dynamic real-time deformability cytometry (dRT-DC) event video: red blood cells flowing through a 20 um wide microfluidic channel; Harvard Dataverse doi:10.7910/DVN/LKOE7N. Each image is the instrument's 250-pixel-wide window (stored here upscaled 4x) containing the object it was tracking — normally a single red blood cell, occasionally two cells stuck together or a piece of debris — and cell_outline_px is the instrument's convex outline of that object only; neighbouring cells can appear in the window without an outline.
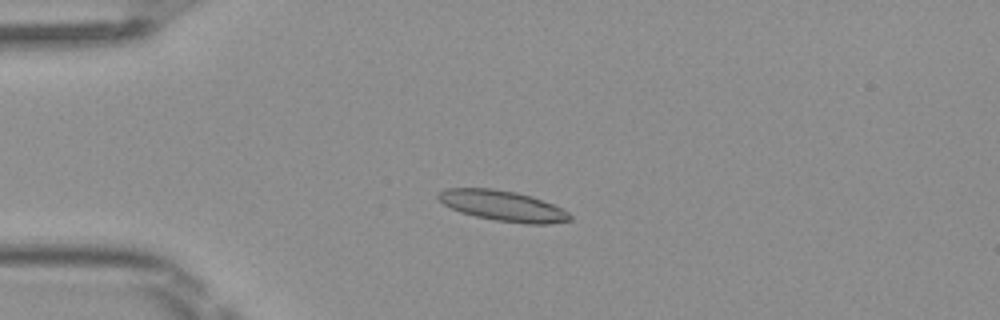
{"species": "Egyptian fruit bat (a non-hibernating species)", "species_latin": "Rousettus aegyptiacus", "temperature_condition": "room temperature", "stored_images_in_passage": 51, "camera_frame_rate_fps": 3000, "um_per_image_px": 0.085, "frame": {"image": 1, "passage_image": 13, "time_ms": 4.0, "image_size_px": [1000, 320], "cell_outline_px": [[572, 220], [548, 224], [524, 224], [496, 220], [476, 216], [460, 212], [444, 204], [436, 196], [444, 188], [492, 188], [516, 192], [532, 196], [552, 204], [568, 212], [572, 216]], "centroid_in_image_um": [42.75, 17.49], "position_along_channel_um": 42.3, "area_um2": 23.29}}
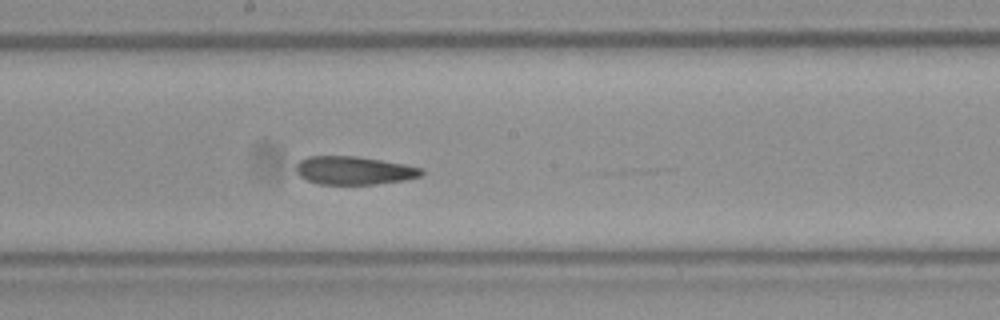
{"frame": {"image": 2, "passage_image": 28, "time_ms": 9.0, "image_size_px": [1000, 320], "cell_outline_px": [[424, 172], [420, 176], [404, 180], [376, 184], [320, 184], [308, 180], [300, 176], [296, 172], [296, 164], [300, 160], [308, 156], [356, 156], [404, 164], [424, 168]], "centroid_in_image_um": [30.09, 14.48], "position_along_channel_um": 218.1, "area_um2": 20.58}}
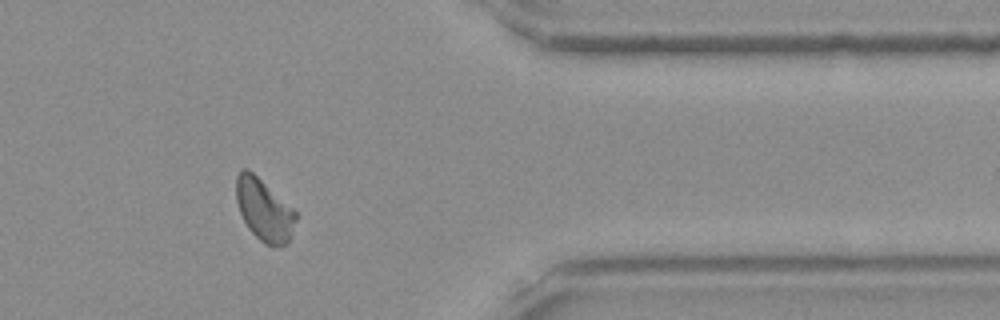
{"frame": {"image": 3, "passage_image": 42, "time_ms": 13.667, "image_size_px": [1000, 320], "cell_outline_px": [[296, 220], [288, 240], [284, 244], [272, 248], [264, 244], [248, 228], [240, 212], [236, 200], [236, 176], [244, 168], [248, 168], [292, 208], [296, 212]], "centroid_in_image_um": [22.42, 17.85], "position_along_channel_um": 389.0, "area_um2": 21.15}, "authors_computed_cell_mechanics": {"area_um2": 21.5016, "velocity_mm_per_s": 4.056, "shape_relaxation_time_tau1_ms": null, "shape_relaxation_time_tau2_ms": 5.4126, "deformation_change_tau1": null, "deformation_change_tau2": 0.1273}}